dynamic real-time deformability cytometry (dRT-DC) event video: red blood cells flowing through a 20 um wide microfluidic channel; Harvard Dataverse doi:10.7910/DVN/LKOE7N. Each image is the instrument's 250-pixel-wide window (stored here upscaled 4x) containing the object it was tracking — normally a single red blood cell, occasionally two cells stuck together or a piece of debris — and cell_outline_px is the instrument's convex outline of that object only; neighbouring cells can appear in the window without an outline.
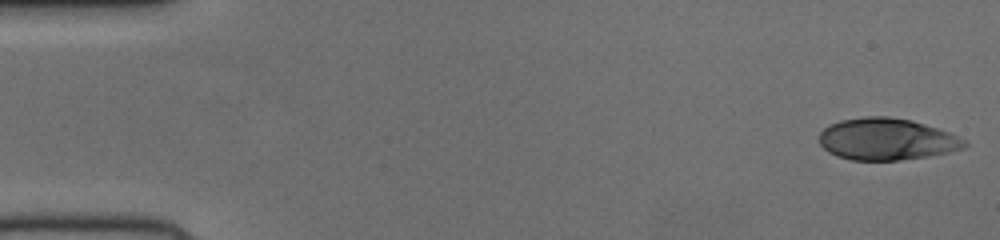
{"species": "human", "species_latin": "Homo sapiens", "temperature_condition": "cold", "stored_images_in_passage": 51, "camera_frame_rate_fps": 3000, "um_per_image_px": 0.085, "donor": {"sex": "female"}, "frame": {"image": 1, "passage_image": 1, "time_ms": 0.0, "image_size_px": [1000, 240], "cell_outline_px": [[968, 144], [964, 148], [948, 152], [928, 156], [900, 160], [852, 160], [836, 156], [828, 152], [820, 144], [820, 132], [828, 124], [840, 120], [864, 116], [888, 116], [912, 120], [948, 132], [964, 140]], "centroid_in_image_um": [75.33, 11.82], "position_along_channel_um": 9.7, "area_um2": 35.37}}
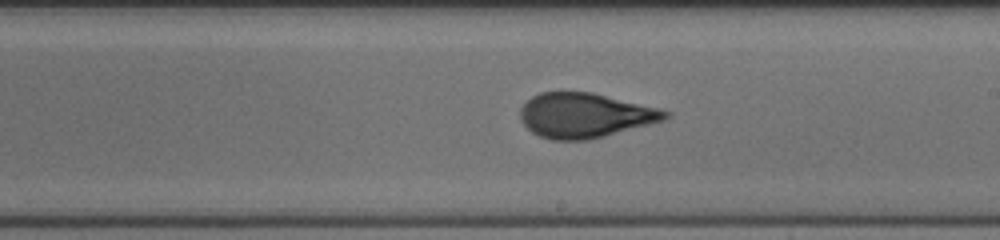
{"frame": {"image": 2, "passage_image": 29, "time_ms": 9.333, "image_size_px": [1000, 240], "cell_outline_px": [[672, 116], [668, 120], [588, 140], [552, 140], [540, 136], [532, 132], [520, 120], [520, 108], [532, 96], [540, 92], [592, 92], [660, 108], [672, 112]], "centroid_in_image_um": [49.78, 9.81], "position_along_channel_um": 239.2, "area_um2": 38.09}}
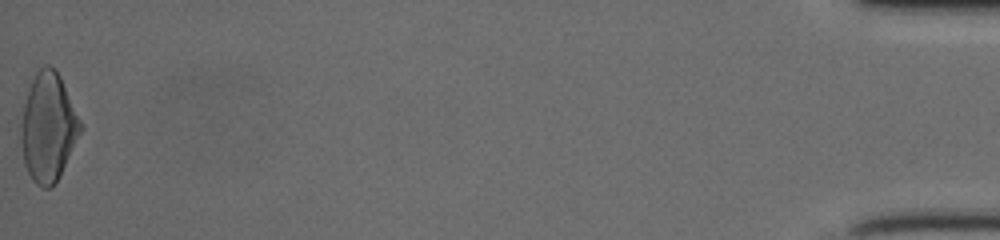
{"frame": {"image": 3, "passage_image": 51, "time_ms": 16.667, "image_size_px": [1000, 240], "cell_outline_px": [[84, 128], [56, 180], [48, 188], [44, 188], [36, 184], [32, 180], [24, 164], [20, 144], [20, 124], [24, 104], [32, 80], [36, 72], [44, 64], [48, 64], [56, 68], [60, 76]], "centroid_in_image_um": [4.08, 10.79], "position_along_channel_um": 431.1, "area_um2": 37.45}}